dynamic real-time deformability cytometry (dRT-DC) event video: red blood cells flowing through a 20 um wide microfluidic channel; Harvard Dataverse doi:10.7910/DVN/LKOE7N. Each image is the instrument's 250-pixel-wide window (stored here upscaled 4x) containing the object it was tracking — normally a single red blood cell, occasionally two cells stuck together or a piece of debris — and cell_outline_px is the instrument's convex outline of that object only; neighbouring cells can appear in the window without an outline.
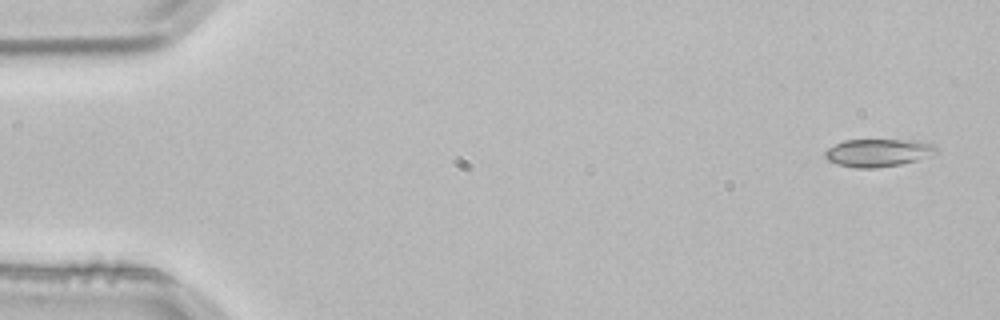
{"species": "common noctule bat (a hibernating species)", "species_latin": "Nyctalus noctula", "temperature_condition": "room temperature", "stored_images_in_passage": 4, "camera_frame_rate_fps": 3000, "um_per_image_px": 0.085, "animal": {"sex": "male", "body_mass_g": 21.5, "forearm_length_mm": 52.0}, "frame": {"image": 1, "passage_image": 1, "time_ms": 0.0, "image_size_px": [1000, 320], "cell_outline_px": [[936, 152], [916, 160], [900, 164], [876, 168], [856, 168], [836, 164], [828, 160], [824, 156], [824, 152], [828, 148], [844, 140], [920, 140], [932, 144], [936, 148]], "centroid_in_image_um": [74.59, 12.98], "position_along_channel_um": 10.4, "area_um2": 17.86}}
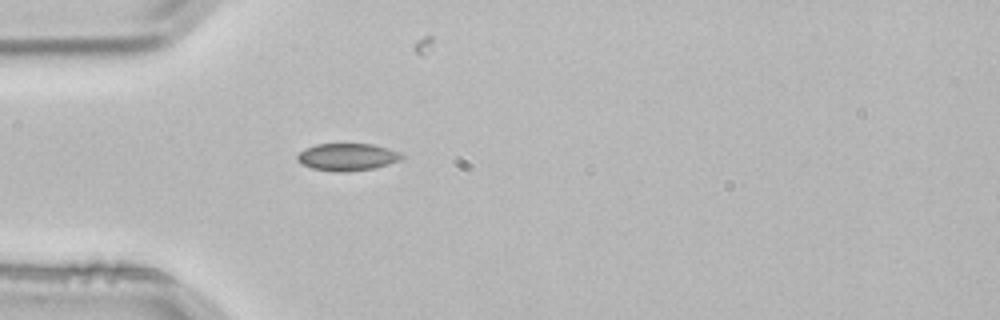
{"frame": {"image": 2, "passage_image": 4, "time_ms": 1.0, "image_size_px": [1000, 320], "cell_outline_px": [[404, 156], [400, 160], [388, 164], [372, 168], [312, 168], [300, 164], [296, 160], [296, 156], [304, 148], [316, 144], [372, 144], [388, 148], [400, 152]], "centroid_in_image_um": [29.51, 13.27], "position_along_channel_um": 55.5, "area_um2": 15.66}}